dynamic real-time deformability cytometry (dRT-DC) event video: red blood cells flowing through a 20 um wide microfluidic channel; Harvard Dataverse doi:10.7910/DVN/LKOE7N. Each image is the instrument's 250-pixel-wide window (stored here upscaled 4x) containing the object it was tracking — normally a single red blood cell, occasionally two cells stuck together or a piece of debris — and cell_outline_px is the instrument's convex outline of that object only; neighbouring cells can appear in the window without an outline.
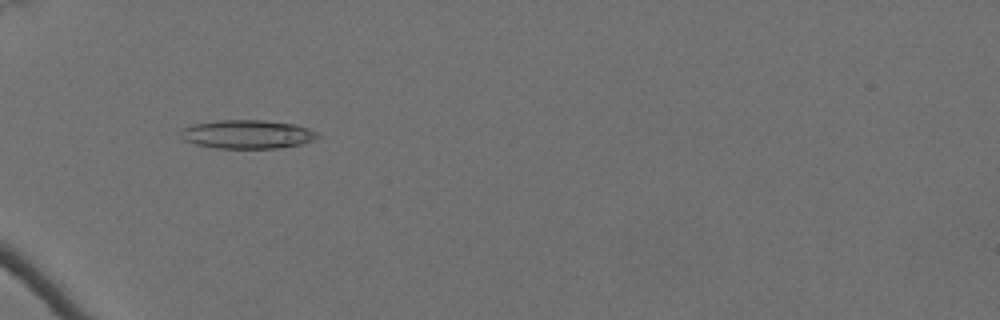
{"species": "Egyptian fruit bat (a non-hibernating species)", "species_latin": "Rousettus aegyptiacus", "temperature_condition": "cold", "stored_images_in_passage": 7, "camera_frame_rate_fps": 3000, "um_per_image_px": 0.085, "animal": {"sex": "female"}, "frame": {"image": 1, "passage_image": 4, "time_ms": 1.0, "image_size_px": [1000, 320], "cell_outline_px": [[320, 136], [316, 140], [300, 144], [280, 148], [216, 148], [196, 144], [184, 140], [180, 136], [180, 128], [192, 124], [216, 120], [264, 120], [296, 124], [308, 128], [316, 132]], "centroid_in_image_um": [21.01, 11.4], "position_along_channel_um": 64.0, "area_um2": 23.12}}